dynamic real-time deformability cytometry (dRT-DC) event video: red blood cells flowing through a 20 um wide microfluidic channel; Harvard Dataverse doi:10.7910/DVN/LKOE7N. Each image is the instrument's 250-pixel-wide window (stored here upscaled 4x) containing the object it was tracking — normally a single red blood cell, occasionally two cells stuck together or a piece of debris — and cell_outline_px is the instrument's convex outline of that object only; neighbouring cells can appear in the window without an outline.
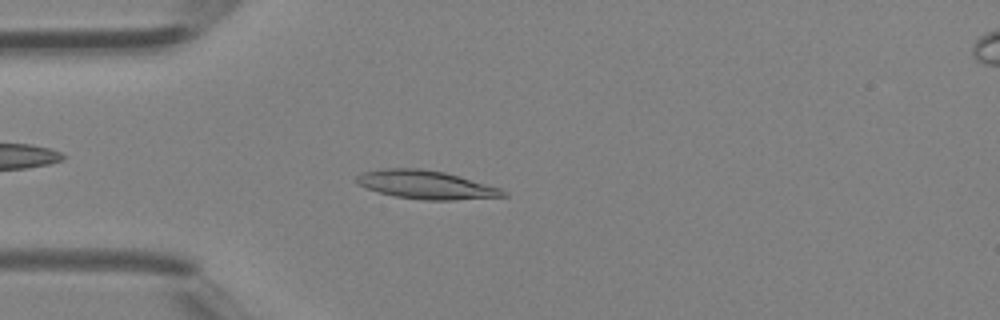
{"species": "Egyptian fruit bat (a non-hibernating species)", "species_latin": "Rousettus aegyptiacus", "temperature_condition": "room temperature", "stored_images_in_passage": 39, "camera_frame_rate_fps": 3000, "um_per_image_px": 0.085, "animal": {"sex": "female"}, "frame": {"image": 1, "passage_image": 10, "time_ms": 3.0, "image_size_px": [1000, 320], "cell_outline_px": [[508, 196], [456, 200], [424, 200], [396, 196], [380, 192], [356, 184], [356, 176], [364, 172], [384, 168], [420, 168], [444, 172], [500, 188], [508, 192]], "centroid_in_image_um": [36.22, 15.7], "position_along_channel_um": 48.8, "area_um2": 24.1}}
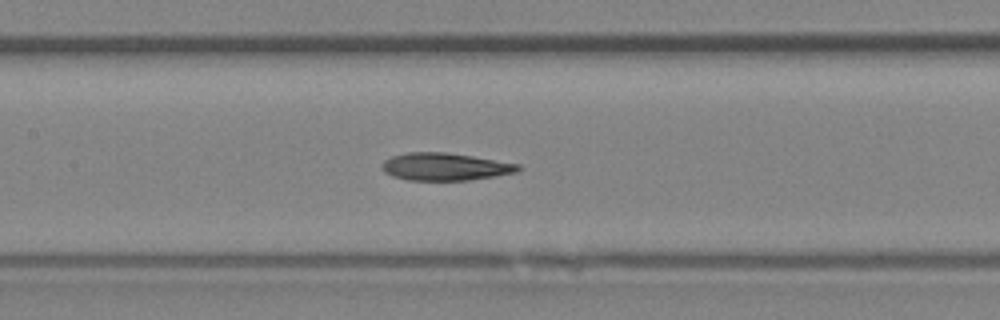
{"frame": {"image": 2, "passage_image": 18, "time_ms": 5.667, "image_size_px": [1000, 320], "cell_outline_px": [[520, 168], [516, 172], [496, 176], [468, 180], [408, 180], [392, 176], [384, 172], [380, 168], [380, 164], [384, 160], [392, 156], [408, 152], [444, 152], [472, 156], [520, 164]], "centroid_in_image_um": [37.78, 14.17], "position_along_channel_um": 169.6, "area_um2": 21.85}}
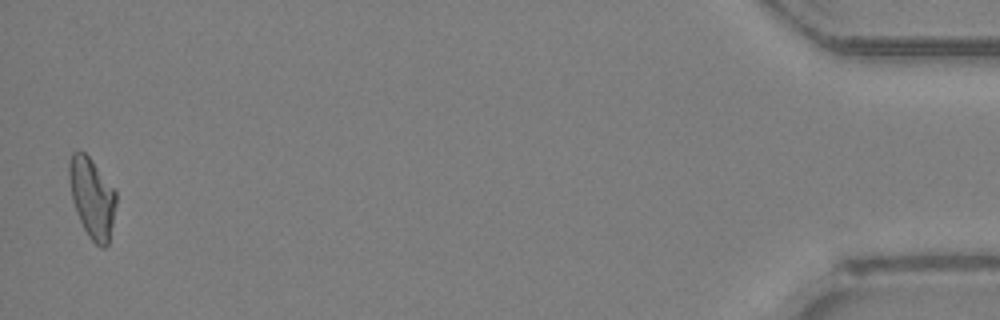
{"frame": {"image": 3, "passage_image": 39, "time_ms": 12.667, "image_size_px": [1000, 320], "cell_outline_px": [[116, 204], [108, 244], [104, 248], [100, 248], [88, 236], [76, 212], [72, 200], [68, 176], [68, 164], [72, 152], [80, 148], [92, 160], [116, 192]], "centroid_in_image_um": [7.8, 16.78], "position_along_channel_um": 427.4, "area_um2": 21.91}}